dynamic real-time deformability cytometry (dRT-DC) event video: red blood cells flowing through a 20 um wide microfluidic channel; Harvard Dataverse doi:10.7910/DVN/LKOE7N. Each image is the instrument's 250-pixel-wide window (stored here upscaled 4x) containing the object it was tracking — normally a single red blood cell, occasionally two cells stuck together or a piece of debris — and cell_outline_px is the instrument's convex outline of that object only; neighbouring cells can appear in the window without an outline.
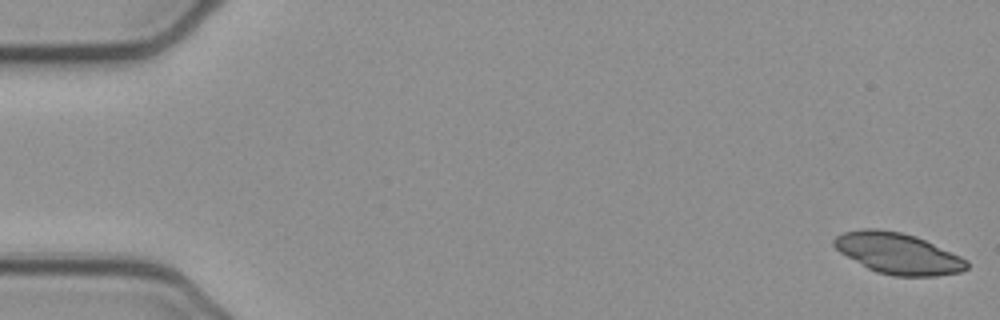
{"species": "common noctule bat (a hibernating species)", "species_latin": "Nyctalus noctula", "temperature_condition": "cold", "stored_images_in_passage": 52, "camera_frame_rate_fps": 3000, "um_per_image_px": 0.085, "animal": {"sex": "female", "body_mass_g": 21.9}, "frame": {"image": 1, "passage_image": 1, "time_ms": 0.0, "image_size_px": [1000, 320], "cell_outline_px": [[968, 268], [960, 272], [936, 276], [892, 276], [876, 272], [868, 268], [840, 252], [832, 244], [832, 240], [836, 236], [844, 232], [864, 228], [876, 228], [900, 232], [916, 236], [960, 256], [968, 260]], "centroid_in_image_um": [76.32, 21.54], "position_along_channel_um": 8.7, "area_um2": 31.62}}
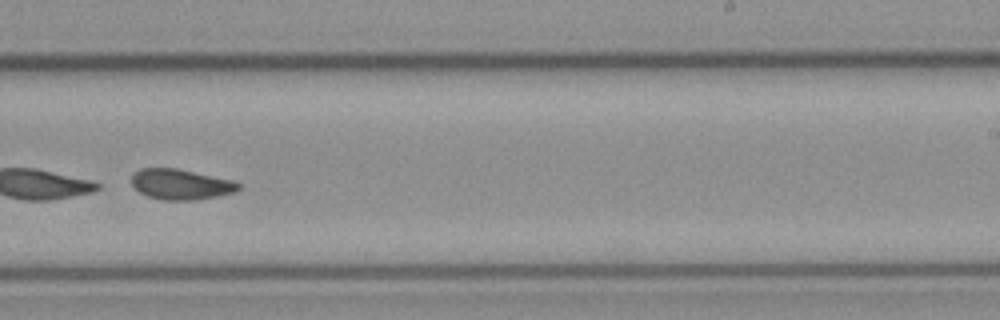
{"frame": {"image": 2, "passage_image": 33, "time_ms": 10.667, "image_size_px": [1000, 320], "cell_outline_px": [[240, 188], [236, 192], [196, 200], [164, 200], [148, 196], [140, 192], [132, 184], [132, 176], [140, 168], [176, 168], [236, 180], [240, 184]], "centroid_in_image_um": [15.42, 15.66], "position_along_channel_um": 273.6, "area_um2": 19.02}}